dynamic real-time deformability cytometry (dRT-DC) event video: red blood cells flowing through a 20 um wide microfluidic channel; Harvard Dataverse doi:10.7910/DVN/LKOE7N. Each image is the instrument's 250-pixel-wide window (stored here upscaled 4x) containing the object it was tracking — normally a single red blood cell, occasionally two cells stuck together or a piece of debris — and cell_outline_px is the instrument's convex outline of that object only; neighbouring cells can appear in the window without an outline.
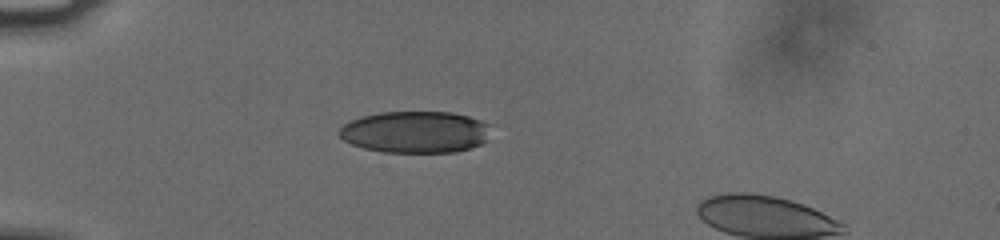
{"species": "human", "species_latin": "Homo sapiens", "temperature_condition": "cold", "stored_images_in_passage": 41, "camera_frame_rate_fps": 3000, "um_per_image_px": 0.085, "donor": {"sex": "male"}, "frame": {"image": 1, "passage_image": 3, "time_ms": 0.667, "image_size_px": [1000, 240], "cell_outline_px": [[488, 140], [480, 144], [456, 152], [384, 152], [364, 148], [352, 144], [344, 140], [336, 132], [344, 124], [352, 120], [364, 116], [380, 112], [452, 112], [468, 116], [480, 120], [488, 124]], "centroid_in_image_um": [35.29, 11.22], "position_along_channel_um": 49.7, "area_um2": 36.76}}
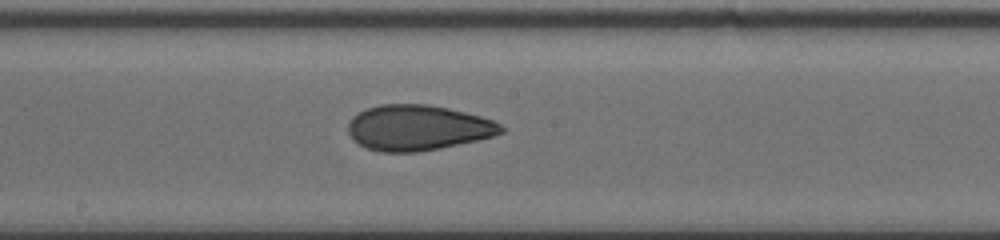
{"frame": {"image": 2, "passage_image": 18, "time_ms": 5.667, "image_size_px": [1000, 240], "cell_outline_px": [[504, 132], [492, 136], [476, 140], [440, 148], [416, 152], [380, 152], [368, 148], [352, 140], [348, 132], [348, 124], [352, 116], [368, 108], [380, 104], [424, 104], [448, 108], [480, 116], [492, 120], [500, 124], [504, 128]], "centroid_in_image_um": [35.49, 10.86], "position_along_channel_um": 212.7, "area_um2": 40.29}}
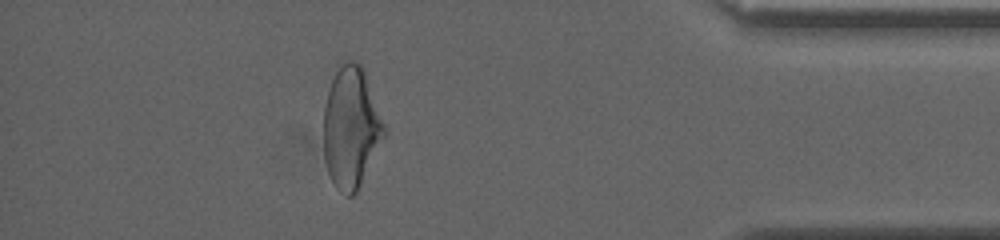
{"frame": {"image": 3, "passage_image": 36, "time_ms": 11.667, "image_size_px": [1000, 240], "cell_outline_px": [[384, 136], [356, 192], [352, 196], [348, 196], [340, 192], [336, 188], [328, 172], [324, 160], [324, 108], [328, 92], [336, 64], [344, 60], [352, 60], [360, 64], [364, 68], [384, 124]], "centroid_in_image_um": [29.81, 10.78], "position_along_channel_um": 405.4, "area_um2": 42.54}}